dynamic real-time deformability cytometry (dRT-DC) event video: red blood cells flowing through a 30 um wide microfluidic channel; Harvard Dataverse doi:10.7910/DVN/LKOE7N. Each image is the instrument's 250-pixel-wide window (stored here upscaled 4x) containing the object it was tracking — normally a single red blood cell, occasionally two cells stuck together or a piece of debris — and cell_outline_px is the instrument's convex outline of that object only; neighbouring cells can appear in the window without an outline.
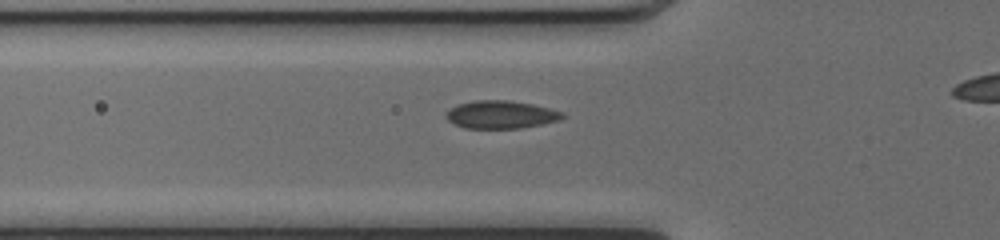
{"species": "common noctule bat (a hibernating species)", "species_latin": "Nyctalus noctula", "temperature_condition": "cold", "stored_images_in_passage": 37, "camera_frame_rate_fps": 3000, "um_per_image_px": 0.085, "animal": {"sex": "female", "body_mass_g": 17.0, "forearm_length_mm": 48.0}, "frame": {"image": 1, "passage_image": 13, "time_ms": 4.0, "image_size_px": [1000, 240], "cell_outline_px": [[568, 116], [560, 120], [520, 128], [464, 128], [448, 120], [444, 116], [452, 108], [460, 104], [472, 100], [508, 100], [532, 104], [564, 112]], "centroid_in_image_um": [42.62, 9.74], "position_along_channel_um": 83.2, "area_um2": 18.79}}
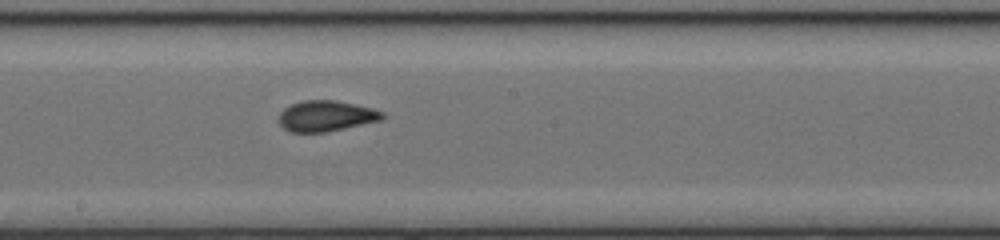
{"frame": {"image": 2, "passage_image": 23, "time_ms": 7.333, "image_size_px": [1000, 240], "cell_outline_px": [[384, 120], [324, 132], [292, 132], [284, 128], [280, 124], [280, 112], [284, 108], [292, 104], [304, 100], [336, 100], [372, 108], [384, 112]], "centroid_in_image_um": [27.75, 9.85], "position_along_channel_um": 220.5, "area_um2": 18.44}}
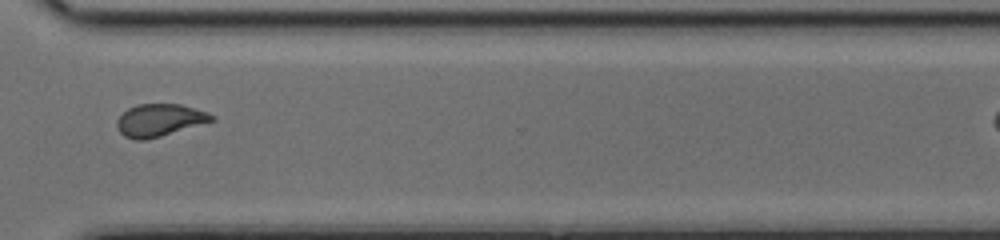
{"frame": {"image": 3, "passage_image": 33, "time_ms": 10.667, "image_size_px": [1000, 240], "cell_outline_px": [[216, 120], [160, 136], [144, 140], [136, 140], [124, 136], [120, 132], [116, 124], [116, 120], [128, 108], [136, 104], [180, 104], [208, 112], [216, 116]], "centroid_in_image_um": [13.57, 10.2], "position_along_channel_um": 357.0, "area_um2": 17.86}}